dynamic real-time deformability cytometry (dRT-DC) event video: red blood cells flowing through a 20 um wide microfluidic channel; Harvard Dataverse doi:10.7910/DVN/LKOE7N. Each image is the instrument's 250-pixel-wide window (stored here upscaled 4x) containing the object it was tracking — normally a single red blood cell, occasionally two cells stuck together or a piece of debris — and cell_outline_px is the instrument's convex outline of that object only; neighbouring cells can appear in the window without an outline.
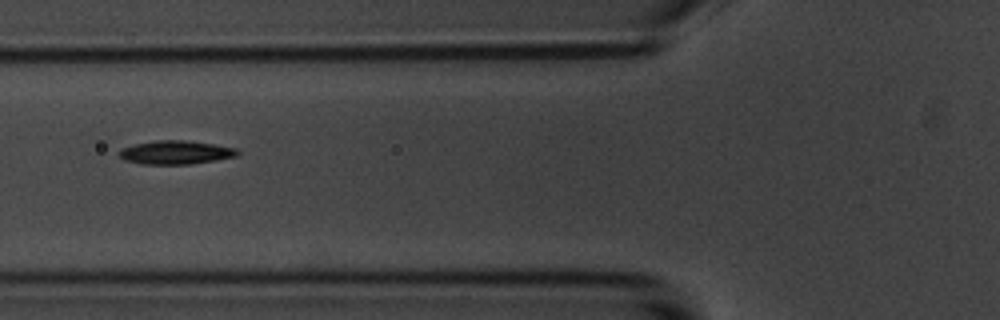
{"species": "common noctule bat (a hibernating species)", "species_latin": "Nyctalus noctula", "temperature_condition": "room temperature", "stored_images_in_passage": 29, "camera_frame_rate_fps": 3000, "um_per_image_px": 0.085, "animal": {"sex": "male", "body_mass_g": 20.1, "forearm_length_mm": 53.5}, "frame": {"image": 1, "passage_image": 5, "time_ms": 1.333, "image_size_px": [1000, 320], "cell_outline_px": [[240, 152], [236, 156], [216, 160], [188, 164], [140, 164], [124, 160], [116, 152], [120, 148], [136, 144], [156, 140], [184, 140], [212, 144], [236, 148]], "centroid_in_image_um": [14.88, 12.96], "position_along_channel_um": 110.9, "area_um2": 16.24}, "authors_computed_cell_mechanics": {"area_um2": 16.0106, "velocity_mm_per_s": 3.5841, "shape_relaxation_time_tau1_ms": 3.0229, "shape_relaxation_time_tau2_ms": 5.6751, "deformation_change_tau1": 0.1428, "deformation_change_tau2": 0.1079}}